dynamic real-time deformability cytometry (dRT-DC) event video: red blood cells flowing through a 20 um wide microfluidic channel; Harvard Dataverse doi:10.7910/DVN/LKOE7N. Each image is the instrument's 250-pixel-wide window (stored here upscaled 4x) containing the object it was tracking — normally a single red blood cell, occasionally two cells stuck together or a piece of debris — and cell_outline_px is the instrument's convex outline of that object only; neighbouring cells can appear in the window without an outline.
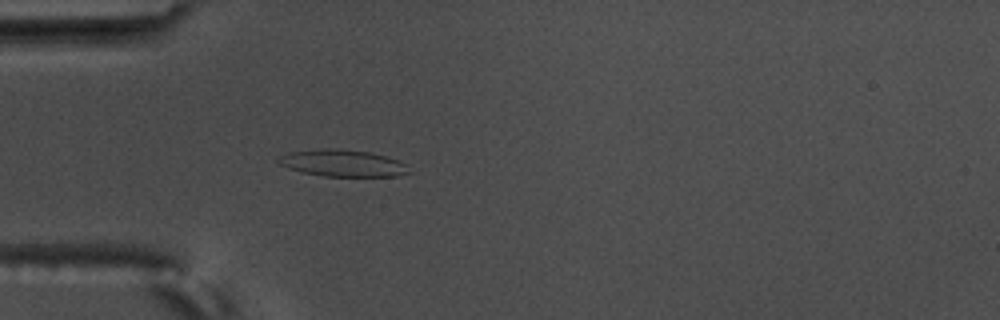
{"species": "common noctule bat (a hibernating species)", "species_latin": "Nyctalus noctula", "temperature_condition": "warm", "stored_images_in_passage": 3, "camera_frame_rate_fps": 3000, "um_per_image_px": 0.085, "animal": {"sex": "male", "body_mass_g": 17.5, "forearm_length_mm": 52.3}, "frame": {"image": 1, "passage_image": 3, "time_ms": 0.667, "image_size_px": [1000, 320], "cell_outline_px": [[412, 172], [396, 176], [324, 176], [304, 172], [288, 168], [280, 164], [276, 160], [280, 156], [288, 152], [328, 148], [336, 148], [368, 152], [384, 156], [396, 160], [404, 164]], "centroid_in_image_um": [29.1, 13.87], "position_along_channel_um": 55.9, "area_um2": 20.11}}